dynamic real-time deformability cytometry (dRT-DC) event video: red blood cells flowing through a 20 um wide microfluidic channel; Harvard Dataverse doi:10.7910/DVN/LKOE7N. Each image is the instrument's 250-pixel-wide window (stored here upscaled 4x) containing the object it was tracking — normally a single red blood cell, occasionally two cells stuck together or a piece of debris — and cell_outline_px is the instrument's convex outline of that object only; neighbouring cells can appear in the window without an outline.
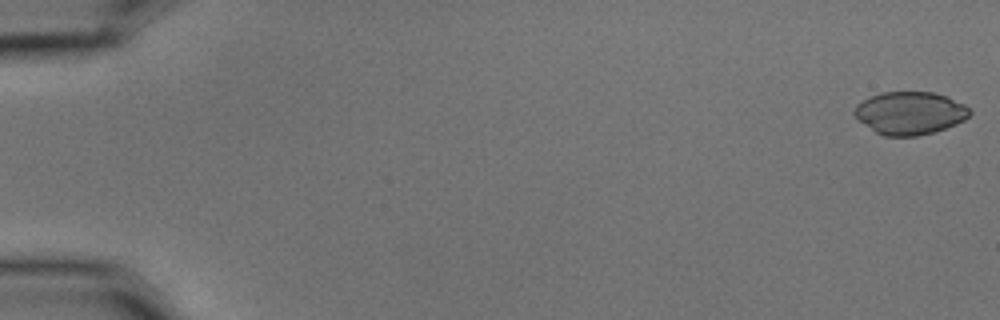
{"species": "common noctule bat (a hibernating species)", "species_latin": "Nyctalus noctula", "temperature_condition": "cold", "stored_images_in_passage": 7, "camera_frame_rate_fps": 3000, "um_per_image_px": 0.085, "animal": {"sex": "male", "body_mass_g": 15.6}, "frame": {"image": 1, "passage_image": 1, "time_ms": 0.0, "image_size_px": [1000, 320], "cell_outline_px": [[972, 112], [964, 120], [956, 124], [932, 132], [916, 136], [884, 136], [876, 132], [860, 120], [852, 112], [856, 104], [872, 96], [884, 92], [932, 92], [948, 96], [964, 104]], "centroid_in_image_um": [77.35, 9.6], "position_along_channel_um": 7.6, "area_um2": 28.5}}
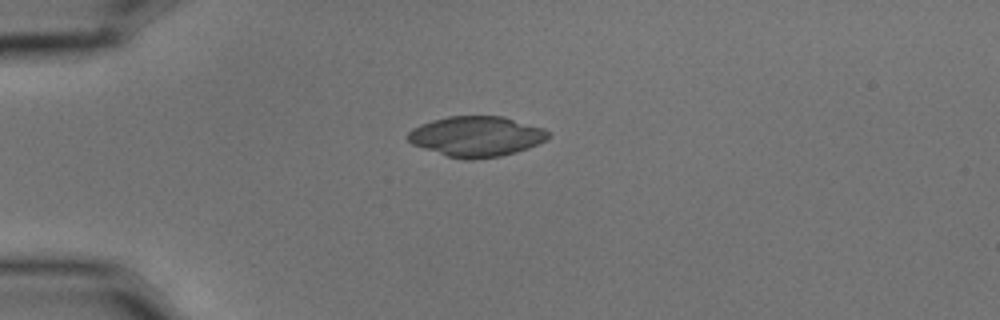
{"frame": {"image": 2, "passage_image": 5, "time_ms": 1.333, "image_size_px": [1000, 320], "cell_outline_px": [[552, 136], [528, 148], [516, 152], [500, 156], [472, 160], [464, 160], [448, 156], [412, 144], [408, 140], [408, 132], [412, 128], [420, 124], [432, 120], [448, 116], [504, 116], [544, 128]], "centroid_in_image_um": [40.5, 11.59], "position_along_channel_um": 44.5, "area_um2": 32.95}}